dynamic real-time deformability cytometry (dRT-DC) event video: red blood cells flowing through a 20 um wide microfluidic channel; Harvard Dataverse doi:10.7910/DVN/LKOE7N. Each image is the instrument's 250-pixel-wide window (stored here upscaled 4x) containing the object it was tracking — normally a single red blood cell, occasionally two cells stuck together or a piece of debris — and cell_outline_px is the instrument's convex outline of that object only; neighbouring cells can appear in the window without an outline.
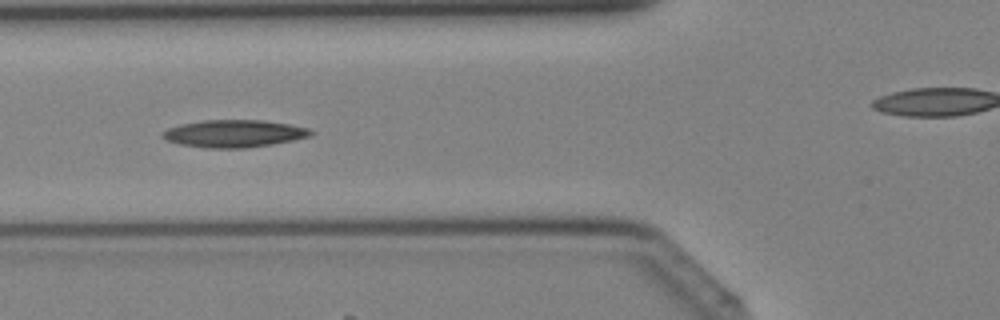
{"species": "Egyptian fruit bat (a non-hibernating species)", "species_latin": "Rousettus aegyptiacus", "temperature_condition": "cold", "stored_images_in_passage": 29, "camera_frame_rate_fps": 3000, "um_per_image_px": 0.085, "animal": {"sex": "female"}, "frame": {"image": 1, "passage_image": 5, "time_ms": 1.333, "image_size_px": [1000, 320], "cell_outline_px": [[316, 132], [312, 136], [272, 144], [244, 148], [204, 148], [180, 144], [168, 140], [160, 136], [160, 132], [168, 128], [180, 124], [204, 120], [264, 120], [292, 124], [308, 128]], "centroid_in_image_um": [19.91, 11.35], "position_along_channel_um": 105.9, "area_um2": 23.87}}